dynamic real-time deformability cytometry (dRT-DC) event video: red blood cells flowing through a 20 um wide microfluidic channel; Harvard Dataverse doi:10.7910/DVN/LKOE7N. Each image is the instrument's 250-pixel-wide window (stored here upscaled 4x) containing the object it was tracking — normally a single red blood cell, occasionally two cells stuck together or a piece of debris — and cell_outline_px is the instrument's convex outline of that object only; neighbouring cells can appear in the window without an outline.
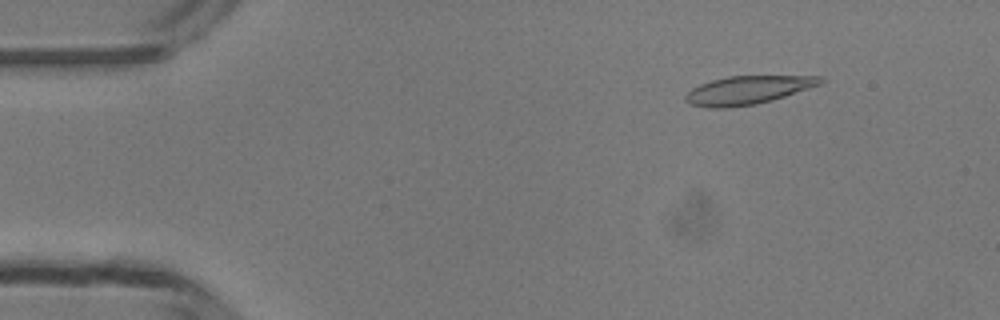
{"species": "common noctule bat (a hibernating species)", "species_latin": "Nyctalus noctula", "temperature_condition": "room temperature", "stored_images_in_passage": 48, "camera_frame_rate_fps": 3000, "um_per_image_px": 0.085, "animal": {"sex": "male", "body_mass_g": 13.3}, "frame": {"image": 1, "passage_image": 6, "time_ms": 1.667, "image_size_px": [1000, 320], "cell_outline_px": [[824, 80], [820, 84], [772, 100], [756, 104], [728, 108], [708, 108], [692, 104], [684, 100], [684, 96], [692, 88], [700, 84], [712, 80], [728, 76], [824, 76]], "centroid_in_image_um": [63.53, 7.66], "position_along_channel_um": 21.5, "area_um2": 22.14}}
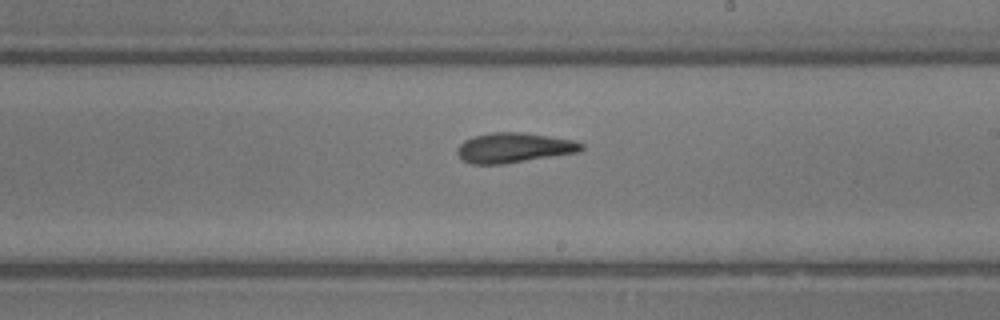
{"frame": {"image": 2, "passage_image": 28, "time_ms": 9.0, "image_size_px": [1000, 320], "cell_outline_px": [[584, 148], [580, 152], [504, 164], [472, 164], [460, 160], [456, 152], [456, 148], [464, 140], [472, 136], [492, 132], [524, 132], [576, 140], [584, 144]], "centroid_in_image_um": [43.68, 12.55], "position_along_channel_um": 245.3, "area_um2": 22.08}}
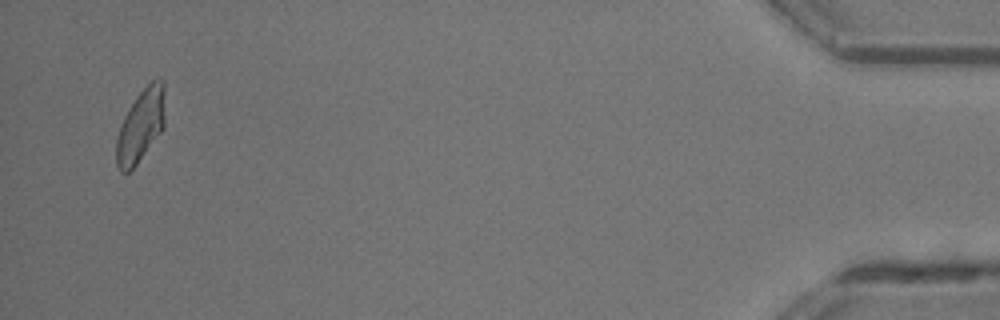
{"frame": {"image": 3, "passage_image": 47, "time_ms": 15.333, "image_size_px": [1000, 320], "cell_outline_px": [[164, 128], [136, 164], [128, 172], [120, 172], [116, 164], [116, 140], [124, 116], [128, 108], [136, 96], [152, 80], [164, 80]], "centroid_in_image_um": [11.96, 10.67], "position_along_channel_um": 423.2, "area_um2": 20.4}, "authors_computed_cell_mechanics": {"area_um2": 21.964, "velocity_mm_per_s": 4.204, "shape_relaxation_time_tau1_ms": null, "shape_relaxation_time_tau2_ms": 2.0746, "deformation_change_tau1": null, "deformation_change_tau2": 0.0923}}